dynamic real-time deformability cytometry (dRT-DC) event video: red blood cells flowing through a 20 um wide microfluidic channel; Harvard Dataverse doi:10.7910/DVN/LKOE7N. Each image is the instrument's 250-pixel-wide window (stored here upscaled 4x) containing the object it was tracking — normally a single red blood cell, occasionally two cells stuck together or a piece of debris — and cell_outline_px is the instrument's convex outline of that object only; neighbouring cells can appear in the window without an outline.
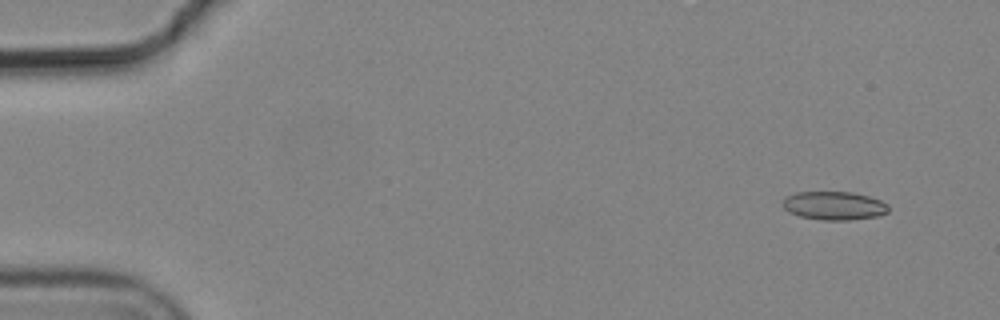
{"species": "common noctule bat (a hibernating species)", "species_latin": "Nyctalus noctula", "temperature_condition": "cold", "stored_images_in_passage": 5, "camera_frame_rate_fps": 3000, "um_per_image_px": 0.085, "animal": {"sex": "male", "body_mass_g": 19.2, "forearm_length_mm": 51.8}, "frame": {"image": 1, "passage_image": 2, "time_ms": 0.333, "image_size_px": [1000, 320], "cell_outline_px": [[888, 212], [880, 216], [848, 220], [824, 220], [800, 216], [788, 212], [784, 208], [784, 196], [796, 192], [852, 192], [868, 196], [880, 200], [888, 204]], "centroid_in_image_um": [70.91, 17.48], "position_along_channel_um": 14.1, "area_um2": 17.57}}
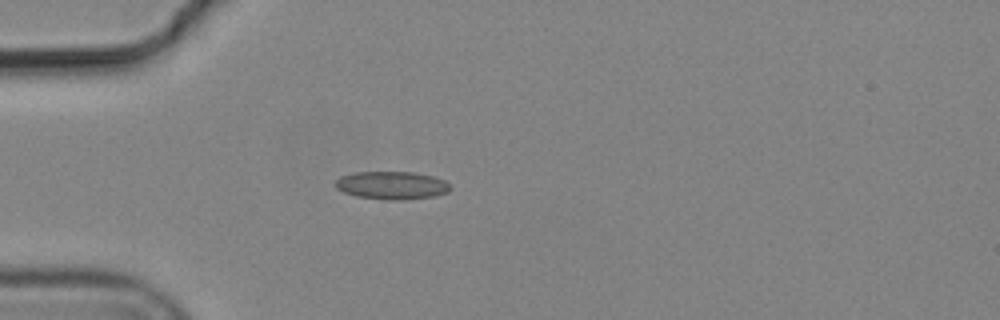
{"frame": {"image": 2, "passage_image": 5, "time_ms": 1.333, "image_size_px": [1000, 320], "cell_outline_px": [[452, 188], [448, 192], [436, 196], [400, 200], [384, 200], [356, 196], [344, 192], [336, 188], [336, 180], [340, 176], [356, 172], [412, 172], [432, 176], [444, 180]], "centroid_in_image_um": [33.31, 15.76], "position_along_channel_um": 51.7, "area_um2": 18.73}}